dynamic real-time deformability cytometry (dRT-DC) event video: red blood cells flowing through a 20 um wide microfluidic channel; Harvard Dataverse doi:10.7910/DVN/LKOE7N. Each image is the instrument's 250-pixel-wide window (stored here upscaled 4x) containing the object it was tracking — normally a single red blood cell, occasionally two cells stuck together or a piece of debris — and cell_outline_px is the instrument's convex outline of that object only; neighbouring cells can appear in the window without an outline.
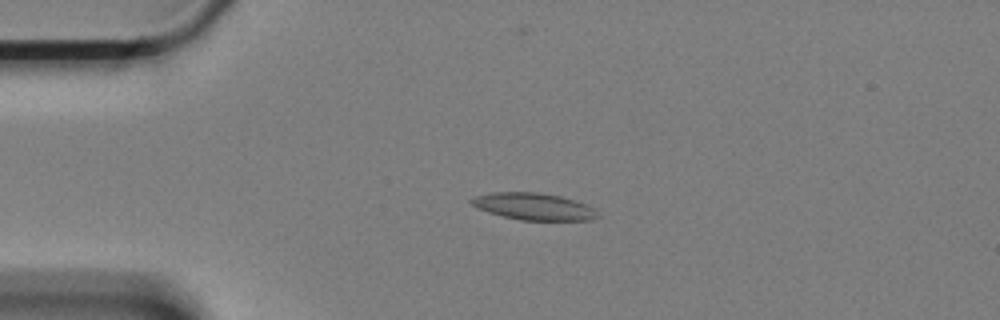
{"species": "Egyptian fruit bat (a non-hibernating species)", "species_latin": "Rousettus aegyptiacus", "temperature_condition": "cold", "stored_images_in_passage": 35, "camera_frame_rate_fps": 3000, "um_per_image_px": 0.085, "animal": {"sex": "female"}, "frame": {"image": 1, "passage_image": 2, "time_ms": 0.333, "image_size_px": [1000, 320], "cell_outline_px": [[600, 216], [588, 220], [520, 220], [488, 212], [472, 204], [468, 200], [472, 196], [492, 192], [540, 192], [560, 196], [584, 204], [592, 208]], "centroid_in_image_um": [45.31, 17.54], "position_along_channel_um": 39.7, "area_um2": 19.59}}
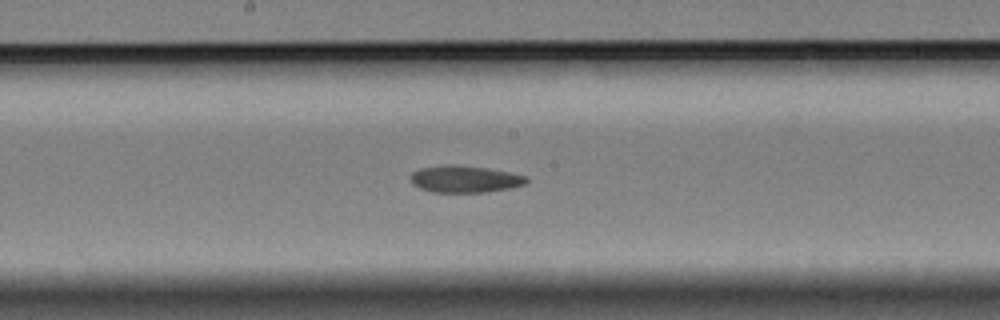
{"frame": {"image": 2, "passage_image": 20, "time_ms": 6.333, "image_size_px": [1000, 320], "cell_outline_px": [[528, 180], [524, 184], [512, 188], [488, 192], [432, 192], [420, 188], [412, 184], [412, 172], [420, 168], [448, 164], [484, 168], [508, 172], [524, 176]], "centroid_in_image_um": [39.49, 15.23], "position_along_channel_um": 208.7, "area_um2": 17.92}}
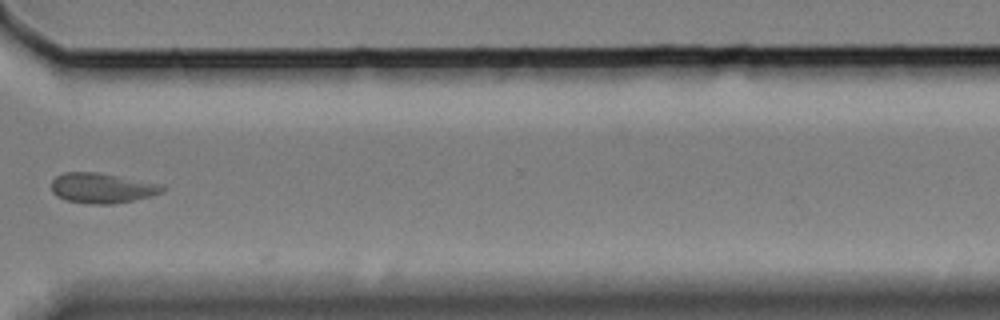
{"frame": {"image": 3, "passage_image": 34, "time_ms": 11.0, "image_size_px": [1000, 320], "cell_outline_px": [[164, 192], [132, 200], [112, 204], [92, 204], [64, 200], [56, 196], [52, 192], [52, 180], [56, 176], [64, 172], [96, 172], [160, 184], [164, 188]], "centroid_in_image_um": [8.61, 15.99], "position_along_channel_um": 362.0, "area_um2": 19.25}}